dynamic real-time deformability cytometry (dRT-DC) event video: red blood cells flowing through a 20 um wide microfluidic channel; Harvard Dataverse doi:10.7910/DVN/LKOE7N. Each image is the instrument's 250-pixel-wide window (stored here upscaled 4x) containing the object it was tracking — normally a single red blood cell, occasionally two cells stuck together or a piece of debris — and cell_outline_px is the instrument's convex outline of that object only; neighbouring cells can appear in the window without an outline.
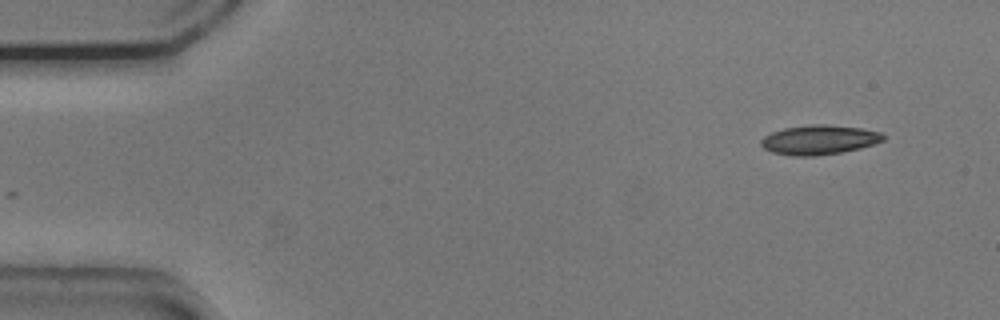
{"species": "common noctule bat (a hibernating species)", "species_latin": "Nyctalus noctula", "temperature_condition": "cold", "stored_images_in_passage": 16, "camera_frame_rate_fps": 3000, "um_per_image_px": 0.085, "animal": {"sex": "male", "body_mass_g": 20.5, "forearm_length_mm": 52.5}, "frame": {"image": 1, "passage_image": 1, "time_ms": 0.0, "image_size_px": [1000, 320], "cell_outline_px": [[884, 140], [860, 148], [840, 152], [816, 156], [792, 156], [772, 152], [764, 148], [760, 144], [760, 140], [764, 136], [772, 132], [784, 128], [816, 124], [824, 124], [864, 128], [880, 132], [884, 136]], "centroid_in_image_um": [69.61, 11.88], "position_along_channel_um": 15.4, "area_um2": 20.92}}
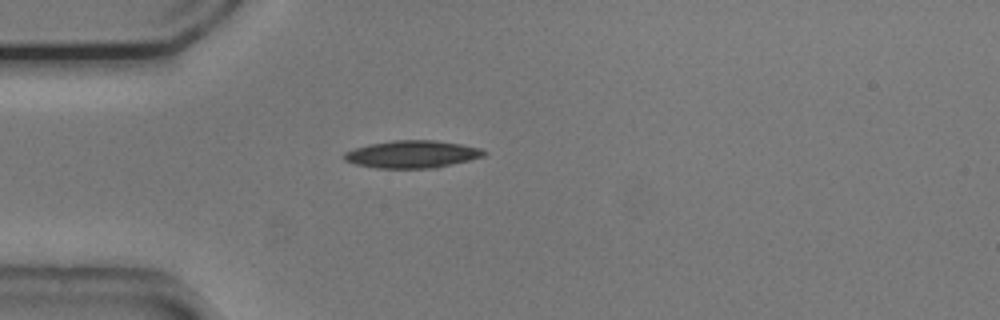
{"frame": {"image": 2, "passage_image": 11, "time_ms": 3.333, "image_size_px": [1000, 320], "cell_outline_px": [[488, 152], [484, 156], [436, 168], [376, 168], [356, 164], [344, 160], [344, 152], [368, 144], [392, 140], [436, 140], [460, 144], [480, 148]], "centroid_in_image_um": [35.03, 13.1], "position_along_channel_um": 50.0, "area_um2": 22.31}}